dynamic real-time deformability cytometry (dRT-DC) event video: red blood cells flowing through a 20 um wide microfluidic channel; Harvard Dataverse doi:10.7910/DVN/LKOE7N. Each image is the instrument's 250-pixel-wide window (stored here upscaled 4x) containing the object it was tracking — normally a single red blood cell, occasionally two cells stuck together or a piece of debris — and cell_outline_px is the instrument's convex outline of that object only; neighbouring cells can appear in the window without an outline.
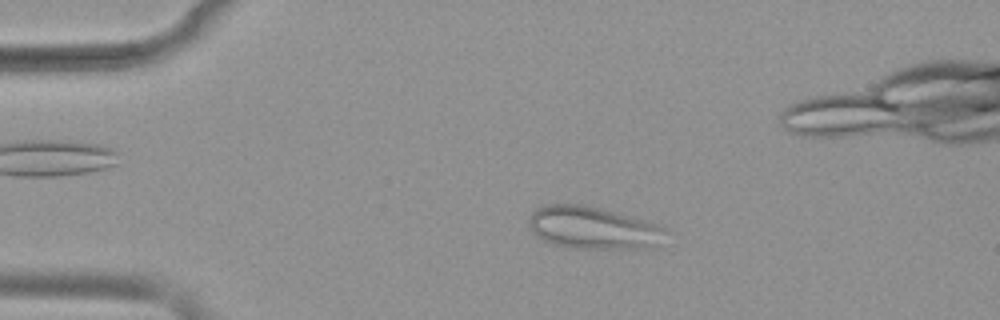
{"species": "common noctule bat (a hibernating species)", "species_latin": "Nyctalus noctula", "temperature_condition": "warm", "stored_images_in_passage": 52, "camera_frame_rate_fps": 3000, "um_per_image_px": 0.085, "animal": {"sex": "female", "body_mass_g": 19.9}, "frame": {"image": 1, "passage_image": 10, "time_ms": 3.0, "image_size_px": [1000, 320], "cell_outline_px": [[668, 232], [656, 248], [568, 248], [552, 244], [536, 236], [528, 228], [528, 220], [532, 212], [536, 208], [544, 204], [584, 204], [600, 208], [644, 220], [668, 228]], "centroid_in_image_um": [50.39, 19.37], "position_along_channel_um": 34.6, "area_um2": 34.22}}
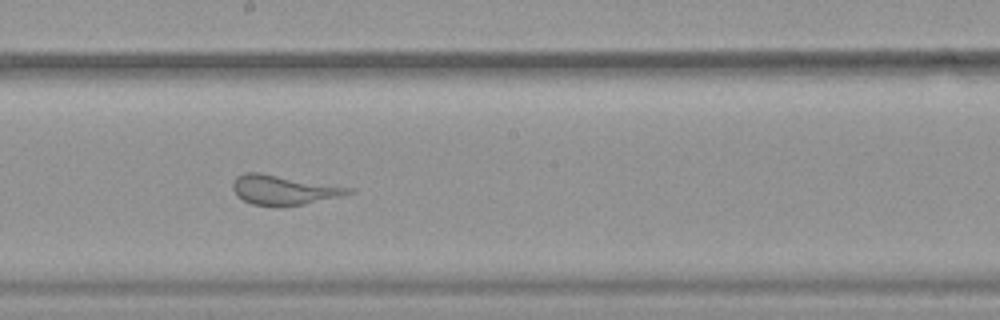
{"frame": {"image": 2, "passage_image": 28, "time_ms": 9.0, "image_size_px": [1000, 320], "cell_outline_px": [[356, 192], [340, 196], [304, 204], [252, 204], [236, 196], [232, 188], [232, 180], [236, 176], [244, 172], [260, 172], [356, 188]], "centroid_in_image_um": [24.12, 16.1], "position_along_channel_um": 224.1, "area_um2": 19.83}}
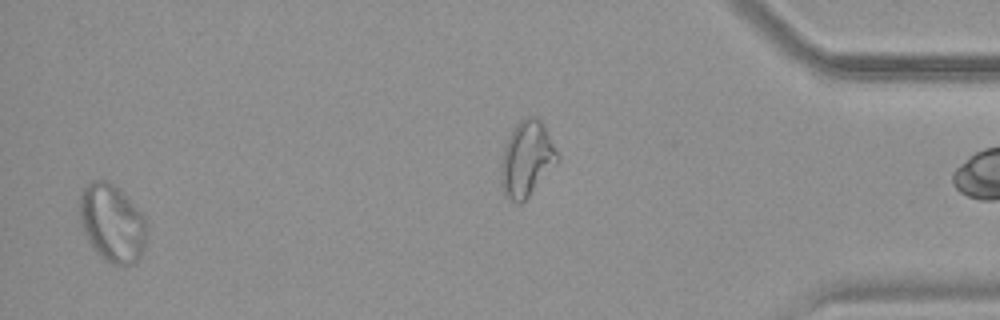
{"frame": {"image": 3, "passage_image": 50, "time_ms": 16.333, "image_size_px": [1000, 320], "cell_outline_px": [[148, 232], [144, 252], [132, 264], [124, 268], [120, 268], [104, 260], [92, 248], [84, 232], [80, 220], [80, 192], [92, 180], [104, 180], [112, 184], [124, 192], [144, 216], [148, 224]], "centroid_in_image_um": [9.57, 19.01], "position_along_channel_um": 425.6, "area_um2": 31.04}}